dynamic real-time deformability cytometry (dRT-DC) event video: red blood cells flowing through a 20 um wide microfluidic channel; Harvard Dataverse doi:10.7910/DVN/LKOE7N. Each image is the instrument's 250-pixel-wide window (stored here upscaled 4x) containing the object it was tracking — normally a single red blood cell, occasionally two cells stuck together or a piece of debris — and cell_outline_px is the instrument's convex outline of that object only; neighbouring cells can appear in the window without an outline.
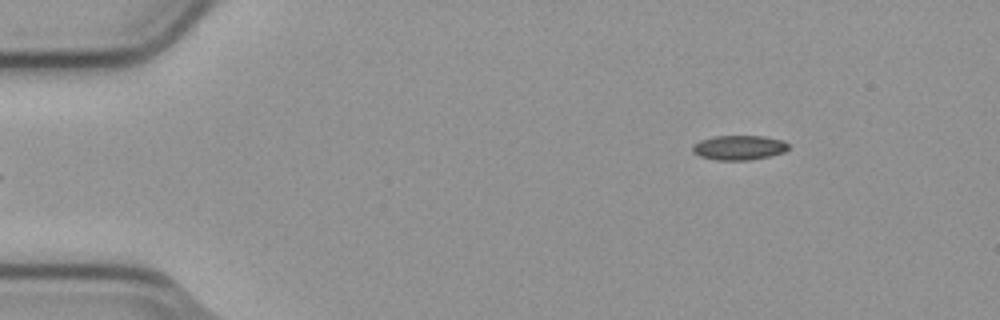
{"species": "common noctule bat (a hibernating species)", "species_latin": "Nyctalus noctula", "temperature_condition": "cold", "stored_images_in_passage": 5, "camera_frame_rate_fps": 3000, "um_per_image_px": 0.085, "animal": {"sex": "male", "body_mass_g": 23.1, "forearm_length_mm": 52.7}, "frame": {"image": 1, "passage_image": 5, "time_ms": 1.333, "image_size_px": [1000, 320], "cell_outline_px": [[788, 148], [784, 152], [768, 156], [748, 160], [716, 160], [700, 156], [692, 152], [692, 144], [700, 140], [712, 136], [764, 136], [784, 140], [788, 144]], "centroid_in_image_um": [62.78, 12.54], "position_along_channel_um": 22.2, "area_um2": 13.81}}